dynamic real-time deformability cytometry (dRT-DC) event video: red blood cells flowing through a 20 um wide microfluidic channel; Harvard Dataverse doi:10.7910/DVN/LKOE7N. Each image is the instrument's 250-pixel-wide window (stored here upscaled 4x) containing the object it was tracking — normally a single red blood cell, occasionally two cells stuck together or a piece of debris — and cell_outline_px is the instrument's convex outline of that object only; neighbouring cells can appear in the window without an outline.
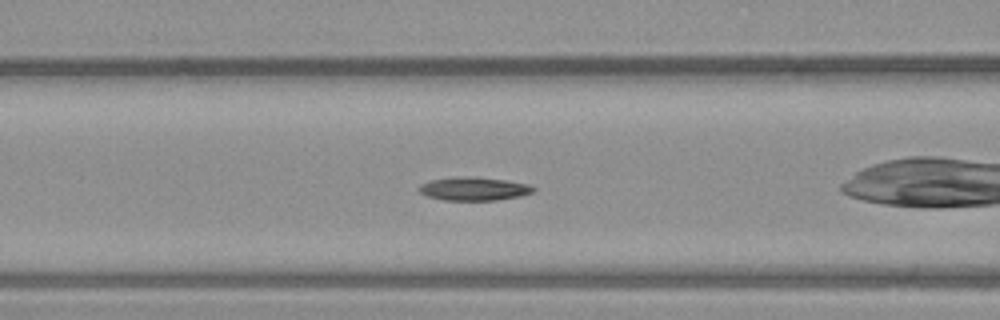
{"species": "common noctule bat (a hibernating species)", "species_latin": "Nyctalus noctula", "temperature_condition": "warm", "stored_images_in_passage": 41, "camera_frame_rate_fps": 3000, "um_per_image_px": 0.085, "animal": {"sex": "male", "body_mass_g": 23.1, "forearm_length_mm": 52.7}, "frame": {"image": 1, "passage_image": 7, "time_ms": 2.0, "image_size_px": [1000, 320], "cell_outline_px": [[536, 188], [532, 192], [520, 196], [496, 200], [444, 200], [428, 196], [420, 192], [420, 184], [432, 180], [456, 176], [476, 176], [504, 180], [528, 184]], "centroid_in_image_um": [40.29, 16.03], "position_along_channel_um": 126.3, "area_um2": 15.49}}